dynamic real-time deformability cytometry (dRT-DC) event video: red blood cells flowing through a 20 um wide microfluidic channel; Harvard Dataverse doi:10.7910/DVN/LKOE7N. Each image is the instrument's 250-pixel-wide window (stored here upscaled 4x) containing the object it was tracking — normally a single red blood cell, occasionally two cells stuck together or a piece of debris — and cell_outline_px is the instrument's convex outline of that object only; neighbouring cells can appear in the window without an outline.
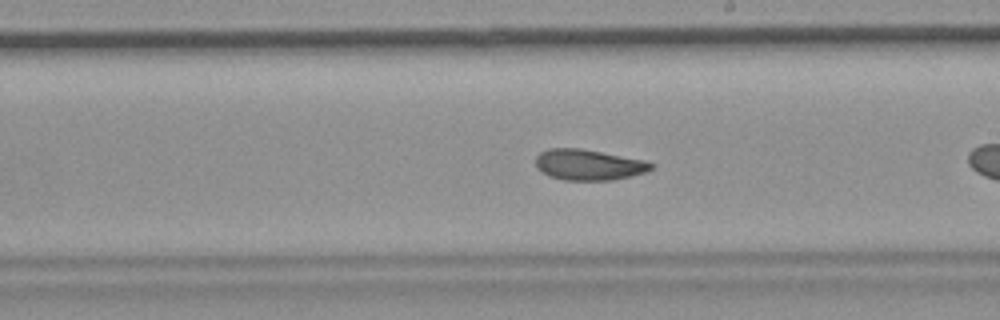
{"species": "common noctule bat (a hibernating species)", "species_latin": "Nyctalus noctula", "temperature_condition": "room temperature", "stored_images_in_passage": 26, "camera_frame_rate_fps": 3000, "um_per_image_px": 0.085, "animal": {"sex": "female", "body_mass_g": 19.9}, "frame": {"image": 1, "passage_image": 15, "time_ms": 4.667, "image_size_px": [1000, 320], "cell_outline_px": [[656, 164], [648, 172], [632, 176], [612, 180], [564, 180], [548, 176], [540, 172], [536, 168], [536, 156], [540, 152], [548, 148], [580, 148], [648, 160]], "centroid_in_image_um": [50.06, 14.0], "position_along_channel_um": 238.9, "area_um2": 21.15}}